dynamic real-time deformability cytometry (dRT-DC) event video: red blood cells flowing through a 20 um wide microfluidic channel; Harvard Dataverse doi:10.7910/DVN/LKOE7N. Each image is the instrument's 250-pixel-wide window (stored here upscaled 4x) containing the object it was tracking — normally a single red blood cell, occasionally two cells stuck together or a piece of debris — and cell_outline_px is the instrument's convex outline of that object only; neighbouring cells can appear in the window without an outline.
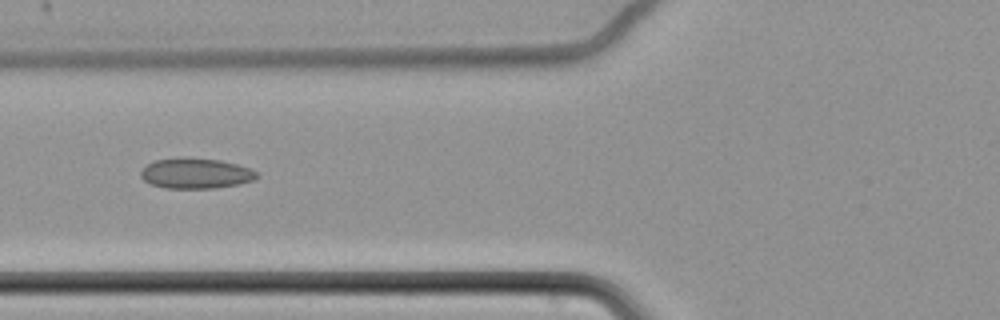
{"species": "common noctule bat (a hibernating species)", "species_latin": "Nyctalus noctula", "temperature_condition": "cold", "stored_images_in_passage": 7, "camera_frame_rate_fps": 3000, "um_per_image_px": 0.085, "animal": {"sex": "female", "body_mass_g": 22.7, "forearm_length_mm": 54.2}, "frame": {"image": 1, "passage_image": 6, "time_ms": 1.667, "image_size_px": [1000, 320], "cell_outline_px": [[260, 176], [252, 180], [236, 184], [216, 188], [164, 188], [152, 184], [144, 180], [140, 176], [140, 172], [148, 164], [156, 160], [176, 156], [184, 156], [220, 160], [252, 168]], "centroid_in_image_um": [16.63, 14.71], "position_along_channel_um": 109.2, "area_um2": 20.75}}
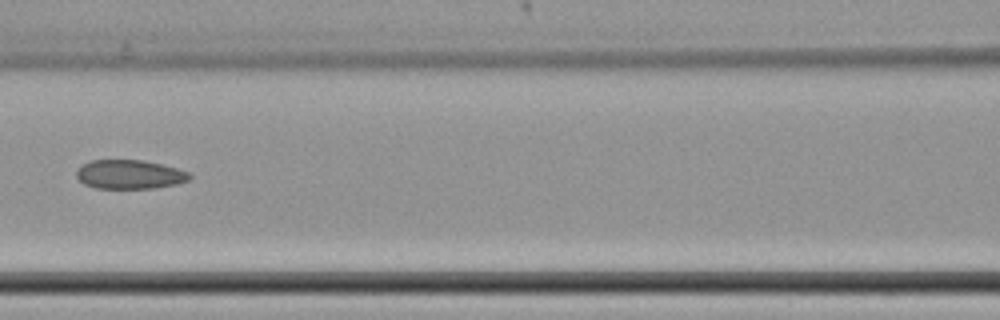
{"frame": {"image": 2, "passage_image": 7, "time_ms": 2.0, "image_size_px": [1000, 320], "cell_outline_px": [[192, 176], [188, 180], [176, 184], [156, 188], [96, 188], [84, 184], [76, 176], [76, 172], [80, 164], [92, 160], [144, 160], [176, 168], [188, 172]], "centroid_in_image_um": [10.99, 14.82], "position_along_channel_um": 155.6, "area_um2": 19.13}}